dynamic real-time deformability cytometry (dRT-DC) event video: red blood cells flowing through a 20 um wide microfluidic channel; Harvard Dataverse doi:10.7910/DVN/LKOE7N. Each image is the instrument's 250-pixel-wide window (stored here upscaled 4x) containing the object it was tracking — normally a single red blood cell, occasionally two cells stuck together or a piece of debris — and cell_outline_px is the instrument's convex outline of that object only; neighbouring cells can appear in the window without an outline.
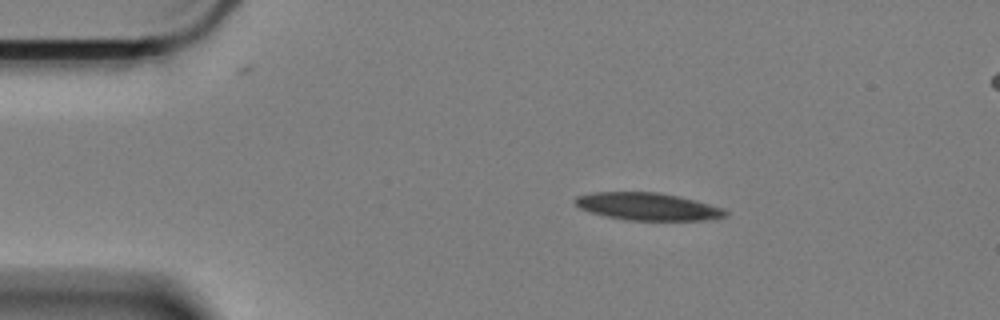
{"species": "Egyptian fruit bat (a non-hibernating species)", "species_latin": "Rousettus aegyptiacus", "temperature_condition": "cold", "stored_images_in_passage": 50, "camera_frame_rate_fps": 3000, "um_per_image_px": 0.085, "animal": {"sex": "female"}, "frame": {"image": 1, "passage_image": 1, "time_ms": 0.0, "image_size_px": [1000, 320], "cell_outline_px": [[728, 216], [704, 220], [628, 220], [604, 216], [580, 208], [572, 200], [576, 196], [592, 192], [660, 192], [724, 208], [728, 212]], "centroid_in_image_um": [55.02, 17.55], "position_along_channel_um": 30.0, "area_um2": 23.93}}
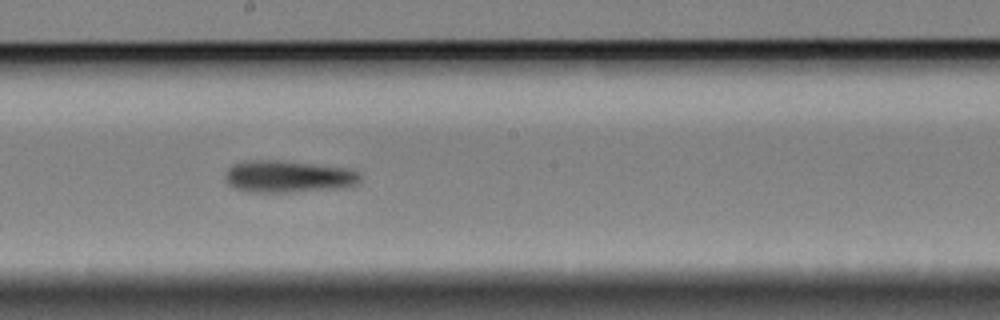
{"frame": {"image": 2, "passage_image": 23, "time_ms": 7.333, "image_size_px": [1000, 320], "cell_outline_px": [[360, 184], [348, 188], [288, 192], [248, 192], [232, 188], [224, 180], [224, 172], [232, 164], [244, 160], [280, 160], [352, 168], [360, 172]], "centroid_in_image_um": [24.51, 15.0], "position_along_channel_um": 223.7, "area_um2": 26.07}}
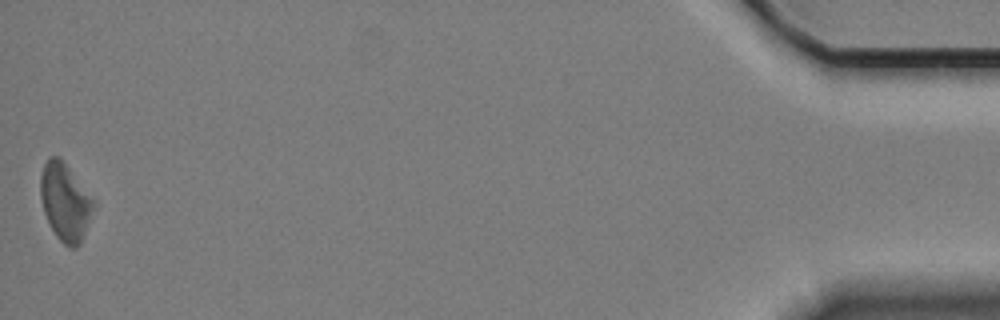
{"frame": {"image": 3, "passage_image": 50, "time_ms": 16.333, "image_size_px": [1000, 320], "cell_outline_px": [[96, 208], [84, 236], [80, 244], [76, 248], [68, 248], [56, 236], [44, 212], [40, 196], [40, 176], [44, 164], [48, 156], [60, 156], [96, 200]], "centroid_in_image_um": [5.58, 17.15], "position_along_channel_um": 429.6, "area_um2": 24.57}, "authors_computed_cell_mechanics": {"area_um2": 24.7384, "velocity_mm_per_s": 3.3097, "shape_relaxation_time_tau1_ms": 6.4002, "shape_relaxation_time_tau2_ms": null, "deformation_change_tau1": 0.1446, "deformation_change_tau2": null}}